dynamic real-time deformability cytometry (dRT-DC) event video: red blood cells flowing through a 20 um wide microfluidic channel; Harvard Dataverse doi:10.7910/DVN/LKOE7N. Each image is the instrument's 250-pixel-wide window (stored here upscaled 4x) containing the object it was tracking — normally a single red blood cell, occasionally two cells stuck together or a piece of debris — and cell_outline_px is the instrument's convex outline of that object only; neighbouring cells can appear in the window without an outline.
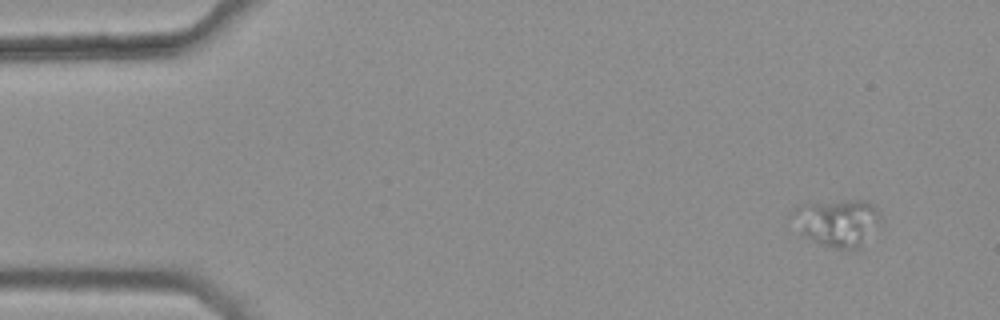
{"species": "common noctule bat (a hibernating species)", "species_latin": "Nyctalus noctula", "temperature_condition": "warm", "stored_images_in_passage": 7, "camera_frame_rate_fps": 3000, "um_per_image_px": 0.085, "animal": {"sex": "female", "body_mass_g": 25.1}, "frame": {"image": 1, "passage_image": 1, "time_ms": 0.0, "image_size_px": [1000, 320], "cell_outline_px": [[880, 220], [860, 248], [836, 248], [824, 244], [804, 236], [788, 212], [800, 204], [852, 200], [860, 200], [876, 208], [880, 216]], "centroid_in_image_um": [71.12, 18.89], "position_along_channel_um": 13.9, "area_um2": 23.52}}
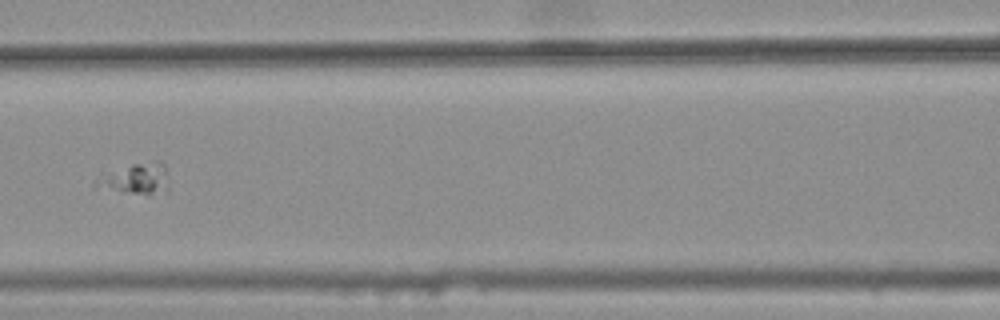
{"frame": {"image": 2, "passage_image": 7, "time_ms": 2.0, "image_size_px": [1000, 320], "cell_outline_px": [[168, 192], [148, 196], [92, 188], [96, 176], [100, 172], [132, 164], [156, 160], [160, 160], [164, 164], [168, 180]], "centroid_in_image_um": [11.47, 15.22], "position_along_channel_um": 155.1, "area_um2": 14.22}}